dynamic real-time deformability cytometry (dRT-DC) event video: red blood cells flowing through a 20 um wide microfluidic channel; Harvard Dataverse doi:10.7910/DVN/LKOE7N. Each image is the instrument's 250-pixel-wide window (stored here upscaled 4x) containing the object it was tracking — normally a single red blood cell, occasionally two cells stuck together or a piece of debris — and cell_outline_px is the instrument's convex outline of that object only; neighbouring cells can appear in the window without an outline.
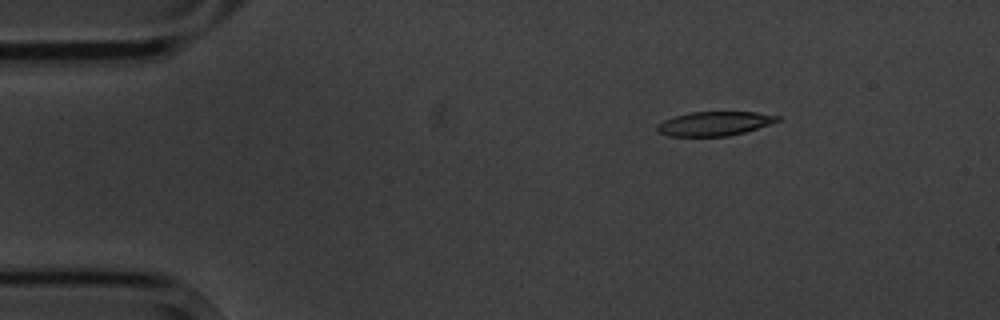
{"species": "common noctule bat (a hibernating species)", "species_latin": "Nyctalus noctula", "temperature_condition": "cold", "stored_images_in_passage": 3, "camera_frame_rate_fps": 3000, "um_per_image_px": 0.085, "animal": {"sex": "male", "body_mass_g": 20.1, "forearm_length_mm": 53.5}, "frame": {"image": 1, "passage_image": 1, "time_ms": 0.0, "image_size_px": [1000, 320], "cell_outline_px": [[780, 120], [744, 132], [728, 136], [668, 136], [656, 132], [656, 124], [664, 120], [676, 116], [692, 112], [756, 112], [780, 116]], "centroid_in_image_um": [60.68, 10.51], "position_along_channel_um": 24.3, "area_um2": 16.82}}